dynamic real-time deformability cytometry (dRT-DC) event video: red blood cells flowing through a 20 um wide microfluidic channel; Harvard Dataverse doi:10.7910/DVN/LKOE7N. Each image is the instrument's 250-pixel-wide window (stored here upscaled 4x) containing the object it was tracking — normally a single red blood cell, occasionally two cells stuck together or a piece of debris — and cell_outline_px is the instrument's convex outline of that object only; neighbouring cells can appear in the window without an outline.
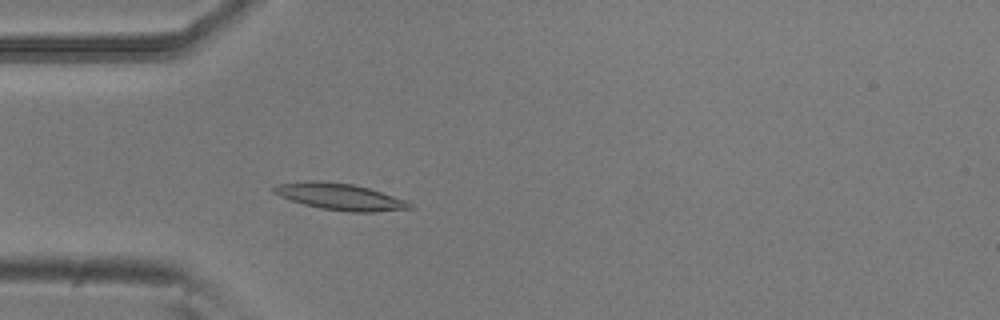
{"species": "common noctule bat (a hibernating species)", "species_latin": "Nyctalus noctula", "temperature_condition": "room temperature", "stored_images_in_passage": 52, "camera_frame_rate_fps": 3000, "um_per_image_px": 0.085, "animal": {"sex": "male", "body_mass_g": 20.5, "forearm_length_mm": 52.5}, "frame": {"image": 1, "passage_image": 14, "time_ms": 4.333, "image_size_px": [1000, 320], "cell_outline_px": [[412, 208], [376, 212], [348, 212], [320, 208], [304, 204], [280, 196], [272, 192], [272, 188], [276, 184], [304, 180], [320, 180], [352, 184], [368, 188], [408, 200], [412, 204]], "centroid_in_image_um": [28.88, 16.71], "position_along_channel_um": 56.1, "area_um2": 21.21}}
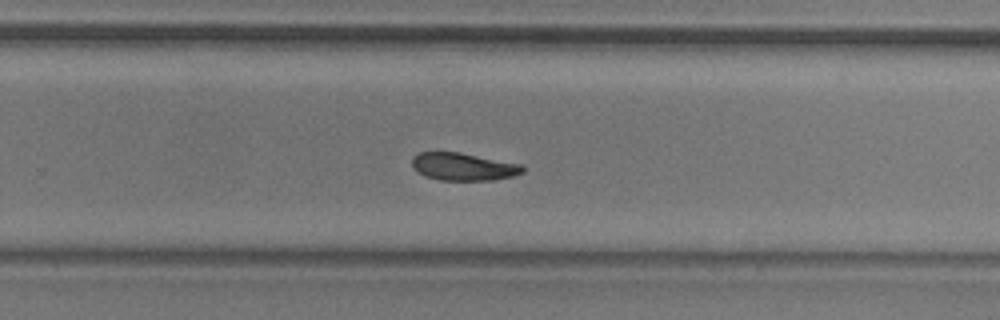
{"frame": {"image": 2, "passage_image": 33, "time_ms": 10.667, "image_size_px": [1000, 320], "cell_outline_px": [[524, 172], [512, 176], [492, 180], [440, 180], [424, 176], [412, 168], [412, 156], [420, 152], [460, 152], [524, 164]], "centroid_in_image_um": [39.39, 14.16], "position_along_channel_um": 290.4, "area_um2": 18.03}}
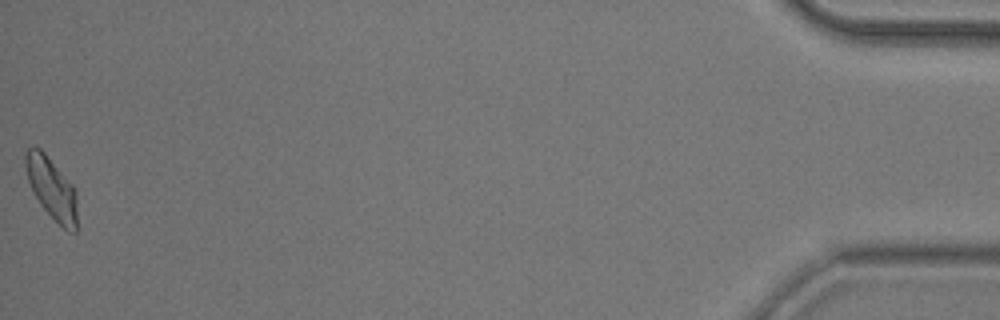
{"frame": {"image": 3, "passage_image": 52, "time_ms": 17.0, "image_size_px": [1000, 320], "cell_outline_px": [[76, 232], [68, 232], [40, 204], [28, 180], [24, 164], [24, 152], [28, 148], [40, 148], [44, 152], [72, 184], [76, 192]], "centroid_in_image_um": [4.38, 15.98], "position_along_channel_um": 430.8, "area_um2": 18.21}, "authors_computed_cell_mechanics": {"area_um2": 18.8139, "velocity_mm_per_s": 3.7718, "shape_relaxation_time_tau1_ms": 4.5604, "shape_relaxation_time_tau2_ms": null, "deformation_change_tau1": 0.129, "deformation_change_tau2": null}}